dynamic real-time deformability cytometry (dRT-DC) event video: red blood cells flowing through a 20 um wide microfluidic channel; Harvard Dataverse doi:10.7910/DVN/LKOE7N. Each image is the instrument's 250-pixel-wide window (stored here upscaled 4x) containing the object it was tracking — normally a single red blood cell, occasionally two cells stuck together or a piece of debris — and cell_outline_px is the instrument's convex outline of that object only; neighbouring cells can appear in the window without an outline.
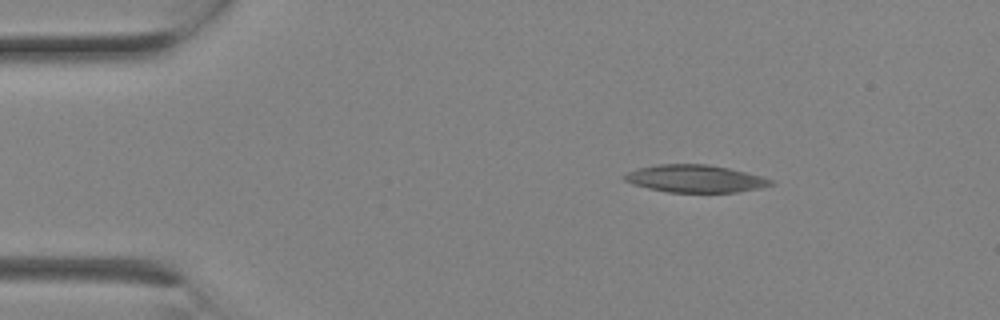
{"species": "Egyptian fruit bat (a non-hibernating species)", "species_latin": "Rousettus aegyptiacus", "temperature_condition": "room temperature", "stored_images_in_passage": 3, "camera_frame_rate_fps": 3000, "um_per_image_px": 0.085, "animal": {"sex": "female"}, "frame": {"image": 1, "passage_image": 1, "time_ms": 0.0, "image_size_px": [1000, 320], "cell_outline_px": [[776, 184], [764, 188], [740, 192], [668, 192], [648, 188], [624, 180], [620, 176], [636, 168], [656, 164], [704, 164], [728, 168], [760, 176], [772, 180]], "centroid_in_image_um": [59.1, 15.19], "position_along_channel_um": 25.9, "area_um2": 23.47}}
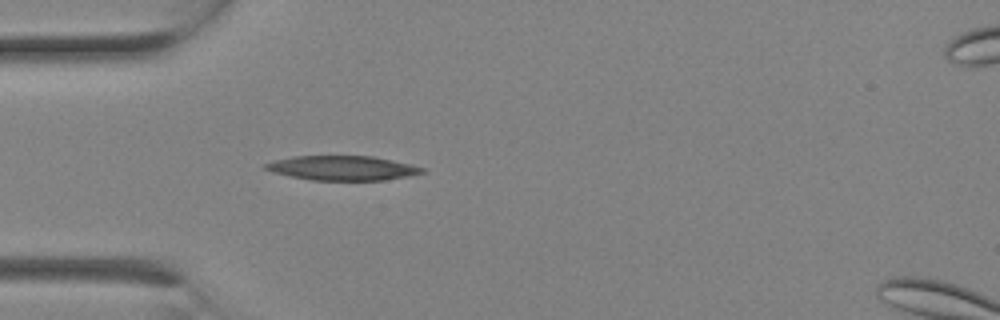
{"frame": {"image": 2, "passage_image": 2, "time_ms": 0.333, "image_size_px": [1000, 320], "cell_outline_px": [[424, 172], [408, 176], [384, 180], [312, 180], [272, 172], [264, 168], [264, 164], [276, 160], [292, 156], [372, 156], [408, 164], [424, 168]], "centroid_in_image_um": [29.08, 14.28], "position_along_channel_um": 55.9, "area_um2": 22.02}}